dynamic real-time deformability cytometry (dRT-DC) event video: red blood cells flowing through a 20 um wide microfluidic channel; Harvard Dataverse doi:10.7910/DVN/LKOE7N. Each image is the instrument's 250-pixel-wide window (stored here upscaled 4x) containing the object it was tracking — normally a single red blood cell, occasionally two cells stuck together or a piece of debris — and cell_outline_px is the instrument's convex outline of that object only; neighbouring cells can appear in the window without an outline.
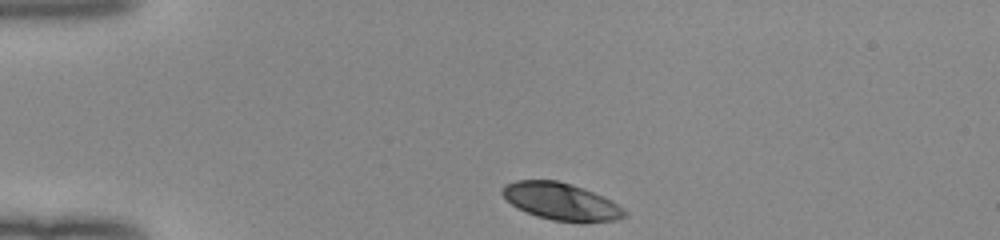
{"species": "human", "species_latin": "Homo sapiens", "temperature_condition": "room temperature", "stored_images_in_passage": 34, "camera_frame_rate_fps": 3000, "um_per_image_px": 0.085, "donor": {"sex": "female"}, "frame": {"image": 1, "passage_image": 1, "time_ms": 0.0, "image_size_px": [1000, 240], "cell_outline_px": [[628, 216], [616, 220], [584, 224], [580, 224], [552, 220], [536, 216], [516, 208], [500, 192], [500, 188], [504, 184], [516, 180], [556, 180], [584, 188], [604, 196], [612, 200], [624, 208], [628, 212]], "centroid_in_image_um": [47.74, 17.16], "position_along_channel_um": 37.3, "area_um2": 27.22}}
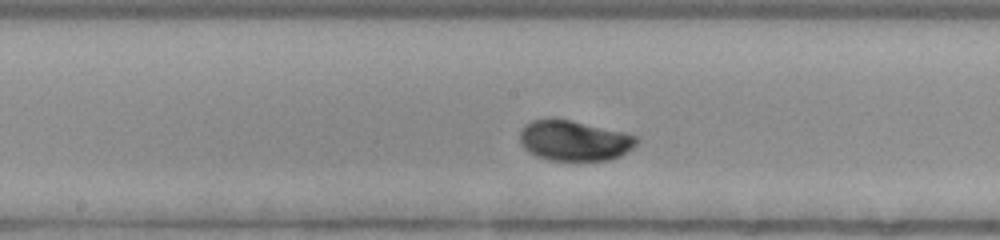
{"frame": {"image": 2, "passage_image": 17, "time_ms": 5.333, "image_size_px": [1000, 240], "cell_outline_px": [[640, 140], [632, 148], [620, 156], [608, 160], [548, 160], [536, 156], [524, 148], [520, 144], [520, 132], [532, 120], [572, 120], [628, 132], [636, 136]], "centroid_in_image_um": [48.87, 11.96], "position_along_channel_um": 199.3, "area_um2": 27.34}}
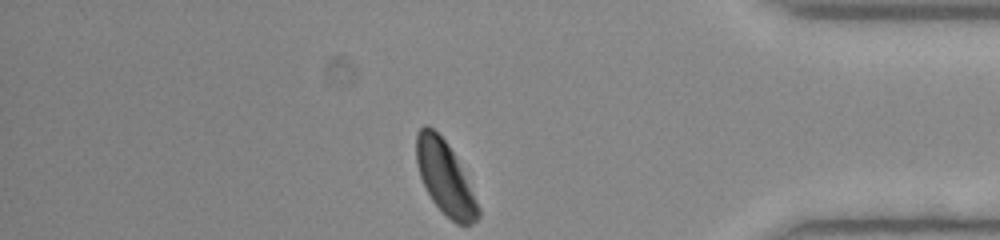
{"frame": {"image": 3, "passage_image": 34, "time_ms": 11.0, "image_size_px": [1000, 240], "cell_outline_px": [[480, 216], [472, 224], [456, 224], [432, 200], [420, 176], [416, 164], [416, 132], [424, 124], [428, 124], [448, 144], [480, 208]], "centroid_in_image_um": [37.79, 15.09], "position_along_channel_um": 397.4, "area_um2": 25.55}, "authors_computed_cell_mechanics": {"area_um2": 27.2238, "velocity_mm_per_s": 3.9399, "shape_relaxation_time_tau1_ms": 2.6912, "shape_relaxation_time_tau2_ms": null, "deformation_change_tau1": 0.1637, "deformation_change_tau2": null}}